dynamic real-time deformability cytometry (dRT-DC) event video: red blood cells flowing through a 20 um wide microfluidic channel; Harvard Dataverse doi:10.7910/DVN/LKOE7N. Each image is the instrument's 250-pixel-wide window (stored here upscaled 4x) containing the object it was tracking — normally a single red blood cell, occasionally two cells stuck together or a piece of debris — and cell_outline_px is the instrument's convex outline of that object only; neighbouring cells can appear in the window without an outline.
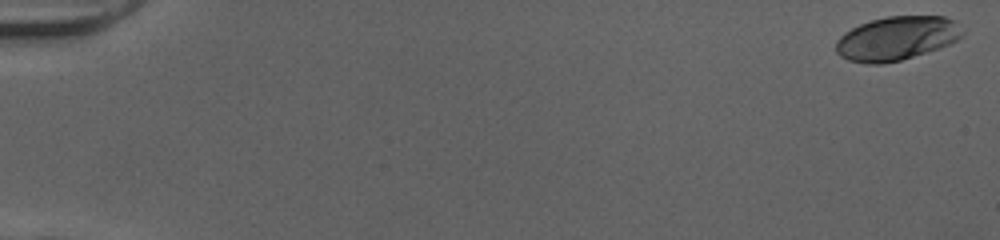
{"species": "human", "species_latin": "Homo sapiens", "temperature_condition": "cold", "stored_images_in_passage": 52, "camera_frame_rate_fps": 3000, "um_per_image_px": 0.085, "donor": {"sex": "female"}, "frame": {"image": 1, "passage_image": 1, "time_ms": 0.0, "image_size_px": [1000, 240], "cell_outline_px": [[964, 36], [948, 44], [900, 60], [880, 64], [868, 64], [848, 60], [840, 56], [836, 52], [836, 40], [844, 32], [860, 24], [872, 20], [888, 16], [944, 16], [956, 20], [964, 32]], "centroid_in_image_um": [76.21, 3.25], "position_along_channel_um": 8.8, "area_um2": 32.19}}
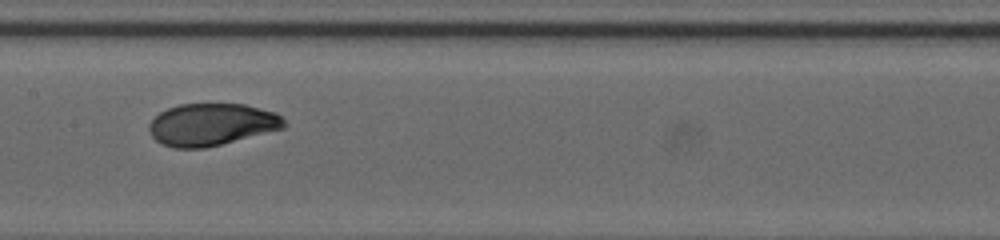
{"frame": {"image": 2, "passage_image": 28, "time_ms": 9.0, "image_size_px": [1000, 240], "cell_outline_px": [[288, 124], [284, 128], [204, 148], [172, 148], [160, 144], [152, 136], [148, 128], [148, 124], [160, 112], [168, 108], [180, 104], [244, 104], [276, 112]], "centroid_in_image_um": [17.97, 10.58], "position_along_channel_um": 189.4, "area_um2": 33.12}}
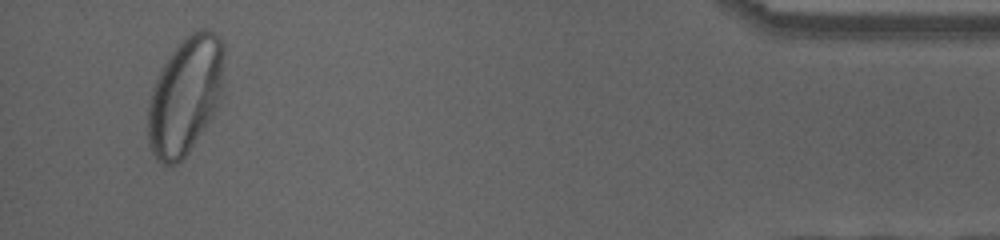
{"frame": {"image": 3, "passage_image": 50, "time_ms": 16.333, "image_size_px": [1000, 240], "cell_outline_px": [[224, 56], [220, 88], [216, 108], [204, 128], [188, 152], [176, 164], [164, 164], [156, 160], [148, 144], [148, 104], [152, 88], [164, 64], [172, 52], [192, 32], [200, 28], [212, 28], [216, 32], [224, 44]], "centroid_in_image_um": [15.73, 8.11], "position_along_channel_um": 419.5, "area_um2": 51.38}, "authors_computed_cell_mechanics": {"area_um2": 33.5529, "velocity_mm_per_s": 4.0057, "shape_relaxation_time_tau1_ms": 3.4349, "shape_relaxation_time_tau2_ms": null, "deformation_change_tau1": 0.167, "deformation_change_tau2": null}}